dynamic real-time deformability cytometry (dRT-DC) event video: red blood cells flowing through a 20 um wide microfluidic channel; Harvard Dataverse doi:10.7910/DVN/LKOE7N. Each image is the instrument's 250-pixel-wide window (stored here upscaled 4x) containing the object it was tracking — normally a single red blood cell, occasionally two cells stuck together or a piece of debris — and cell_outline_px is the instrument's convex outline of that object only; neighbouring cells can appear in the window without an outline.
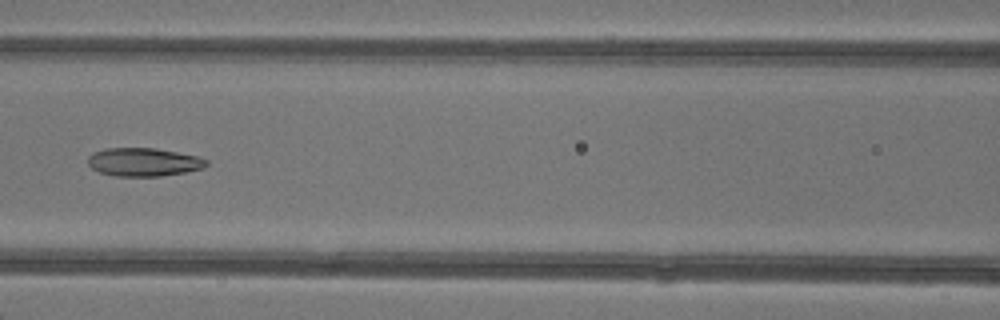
{"species": "common noctule bat (a hibernating species)", "species_latin": "Nyctalus noctula", "temperature_condition": "warm", "stored_images_in_passage": 7, "camera_frame_rate_fps": 3000, "um_per_image_px": 0.085, "animal": {"sex": "female"}, "frame": {"image": 1, "passage_image": 7, "time_ms": 7.0, "image_size_px": [1000, 320], "cell_outline_px": [[208, 164], [204, 168], [184, 172], [160, 176], [116, 176], [100, 172], [92, 168], [88, 164], [88, 156], [92, 152], [104, 148], [156, 148], [196, 156], [208, 160]], "centroid_in_image_um": [12.19, 13.77], "position_along_channel_um": 154.4, "area_um2": 19.54}}